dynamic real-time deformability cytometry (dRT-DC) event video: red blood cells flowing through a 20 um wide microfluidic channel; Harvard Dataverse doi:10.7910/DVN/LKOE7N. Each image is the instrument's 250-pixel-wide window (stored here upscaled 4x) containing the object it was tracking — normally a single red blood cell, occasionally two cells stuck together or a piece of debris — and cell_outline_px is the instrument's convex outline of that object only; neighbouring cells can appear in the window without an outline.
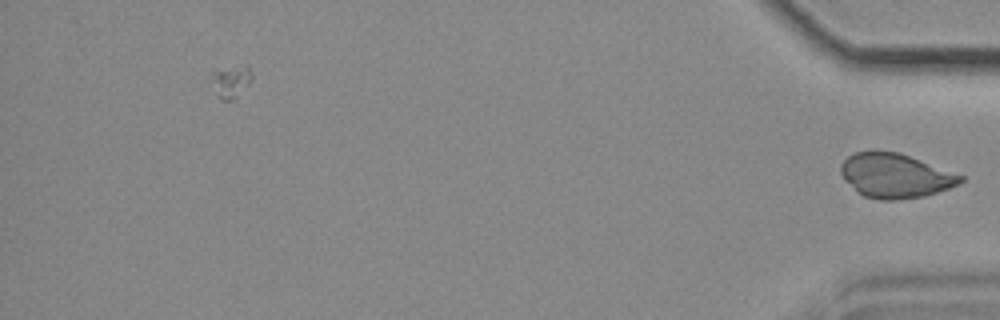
{"species": "common noctule bat (a hibernating species)", "species_latin": "Nyctalus noctula", "temperature_condition": "cold", "stored_images_in_passage": 39, "camera_frame_rate_fps": 3000, "um_per_image_px": 0.085, "animal": {"sex": "female", "body_mass_g": 18.4}, "frame": {"image": 1, "passage_image": 39, "time_ms": 12.667, "image_size_px": [1000, 320], "cell_outline_px": [[968, 176], [964, 180], [948, 188], [924, 196], [896, 200], [880, 200], [864, 196], [856, 192], [844, 180], [840, 172], [840, 164], [852, 152], [900, 152]], "centroid_in_image_um": [76.11, 14.93], "position_along_channel_um": 359.1, "area_um2": 31.21}}